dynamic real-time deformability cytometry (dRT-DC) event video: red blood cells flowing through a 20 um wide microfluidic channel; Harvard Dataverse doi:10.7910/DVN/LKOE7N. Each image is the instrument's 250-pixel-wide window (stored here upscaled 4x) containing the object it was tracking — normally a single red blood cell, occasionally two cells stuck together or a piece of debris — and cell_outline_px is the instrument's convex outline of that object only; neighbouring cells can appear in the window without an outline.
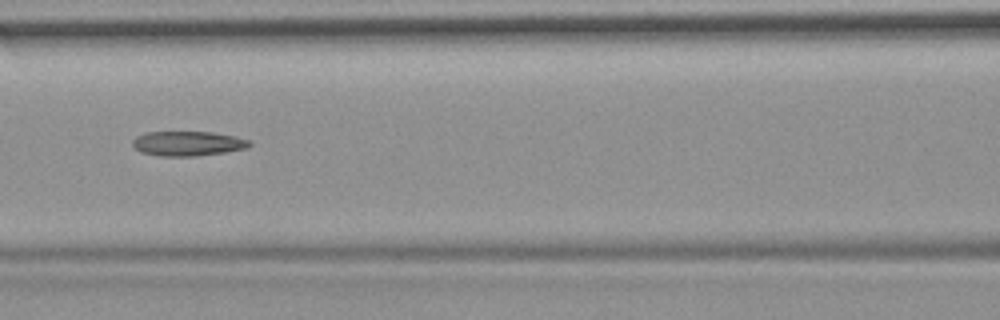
{"species": "common noctule bat (a hibernating species)", "species_latin": "Nyctalus noctula", "temperature_condition": "room temperature", "stored_images_in_passage": 13, "camera_frame_rate_fps": 3000, "um_per_image_px": 0.085, "animal": {"sex": "female", "body_mass_g": 19.9}, "frame": {"image": 1, "passage_image": 6, "time_ms": 7.0, "image_size_px": [1000, 320], "cell_outline_px": [[252, 144], [248, 148], [224, 152], [196, 156], [160, 156], [140, 152], [132, 144], [132, 140], [136, 136], [148, 132], [212, 132], [236, 136], [248, 140]], "centroid_in_image_um": [15.96, 12.2], "position_along_channel_um": 150.6, "area_um2": 16.82}, "authors_computed_cell_mechanics": {"area_um2": 17.2244, "velocity_mm_per_s": 3.7224, "shape_relaxation_time_tau1_ms": null, "shape_relaxation_time_tau2_ms": 8.9821, "deformation_change_tau1": null, "deformation_change_tau2": 0.2234}}